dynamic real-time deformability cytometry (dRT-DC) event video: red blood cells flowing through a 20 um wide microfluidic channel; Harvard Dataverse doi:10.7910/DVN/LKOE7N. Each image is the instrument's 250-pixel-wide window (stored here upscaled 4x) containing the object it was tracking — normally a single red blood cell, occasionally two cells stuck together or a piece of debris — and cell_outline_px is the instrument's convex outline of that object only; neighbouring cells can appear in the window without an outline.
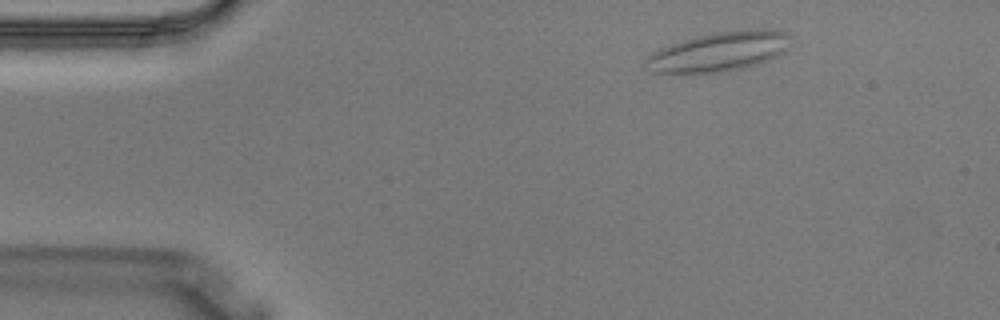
{"species": "Egyptian fruit bat (a non-hibernating species)", "species_latin": "Rousettus aegyptiacus", "temperature_condition": "warm", "stored_images_in_passage": 3, "camera_frame_rate_fps": 3000, "um_per_image_px": 0.085, "animal": {"sex": "male"}, "frame": {"image": 1, "passage_image": 1, "time_ms": 0.0, "image_size_px": [1000, 320], "cell_outline_px": [[788, 48], [784, 52], [768, 60], [744, 68], [720, 72], [648, 72], [644, 68], [644, 60], [652, 52], [660, 48], [696, 36], [716, 32], [756, 28], [760, 28], [784, 32], [788, 36]], "centroid_in_image_um": [61.08, 4.39], "position_along_channel_um": 23.9, "area_um2": 33.0}}